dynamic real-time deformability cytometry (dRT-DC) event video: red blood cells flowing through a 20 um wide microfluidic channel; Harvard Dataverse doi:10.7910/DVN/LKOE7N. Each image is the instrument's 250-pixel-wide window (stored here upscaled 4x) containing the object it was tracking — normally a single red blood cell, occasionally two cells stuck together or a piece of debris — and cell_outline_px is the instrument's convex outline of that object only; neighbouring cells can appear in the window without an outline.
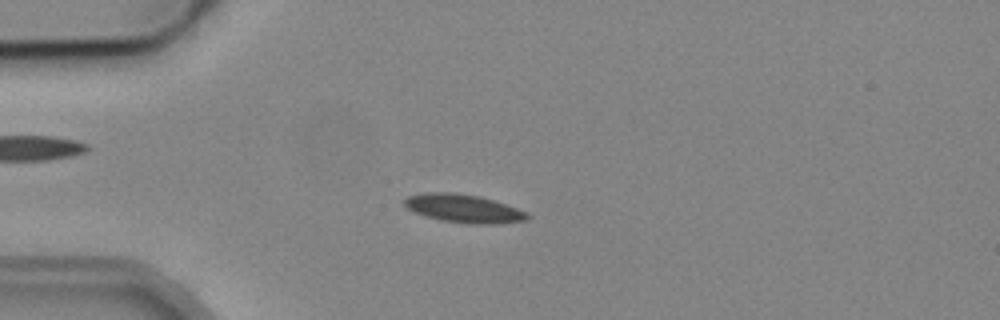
{"species": "common noctule bat (a hibernating species)", "species_latin": "Nyctalus noctula", "temperature_condition": "cold", "stored_images_in_passage": 5, "camera_frame_rate_fps": 3000, "um_per_image_px": 0.085, "animal": {"sex": "male", "body_mass_g": 19.2, "forearm_length_mm": 51.8}, "frame": {"image": 1, "passage_image": 4, "time_ms": 3.333, "image_size_px": [1000, 320], "cell_outline_px": [[528, 220], [496, 224], [468, 224], [440, 220], [416, 212], [408, 208], [404, 204], [404, 200], [408, 196], [424, 192], [456, 192], [480, 196], [528, 212]], "centroid_in_image_um": [39.42, 17.72], "position_along_channel_um": 45.6, "area_um2": 20.17}}